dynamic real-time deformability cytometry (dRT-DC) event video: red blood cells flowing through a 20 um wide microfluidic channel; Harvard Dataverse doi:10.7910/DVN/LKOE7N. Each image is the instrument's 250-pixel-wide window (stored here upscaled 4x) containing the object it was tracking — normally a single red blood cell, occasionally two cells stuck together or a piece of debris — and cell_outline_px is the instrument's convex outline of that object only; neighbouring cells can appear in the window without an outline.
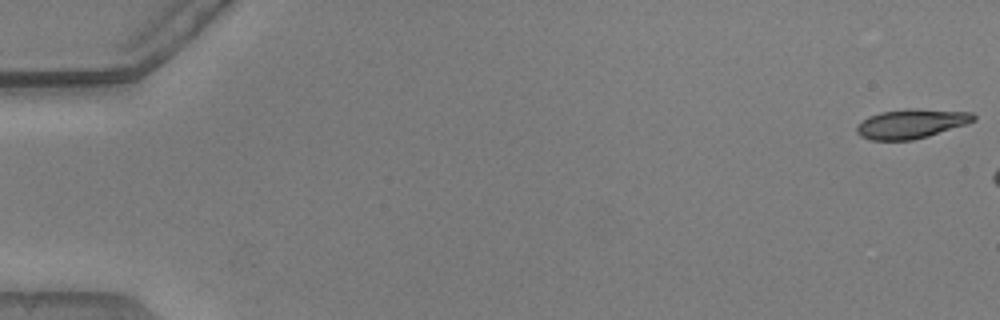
{"species": "common noctule bat (a hibernating species)", "species_latin": "Nyctalus noctula", "temperature_condition": "warm", "stored_images_in_passage": 7, "camera_frame_rate_fps": 3000, "um_per_image_px": 0.085, "animal": {"sex": "male", "body_mass_g": 20.5, "forearm_length_mm": 52.5}, "frame": {"image": 1, "passage_image": 1, "time_ms": 0.0, "image_size_px": [1000, 320], "cell_outline_px": [[976, 120], [968, 124], [928, 136], [912, 140], [872, 140], [860, 136], [856, 132], [856, 124], [868, 116], [880, 112], [904, 108], [916, 108], [972, 112], [976, 116]], "centroid_in_image_um": [77.46, 10.5], "position_along_channel_um": 7.5, "area_um2": 20.35}}